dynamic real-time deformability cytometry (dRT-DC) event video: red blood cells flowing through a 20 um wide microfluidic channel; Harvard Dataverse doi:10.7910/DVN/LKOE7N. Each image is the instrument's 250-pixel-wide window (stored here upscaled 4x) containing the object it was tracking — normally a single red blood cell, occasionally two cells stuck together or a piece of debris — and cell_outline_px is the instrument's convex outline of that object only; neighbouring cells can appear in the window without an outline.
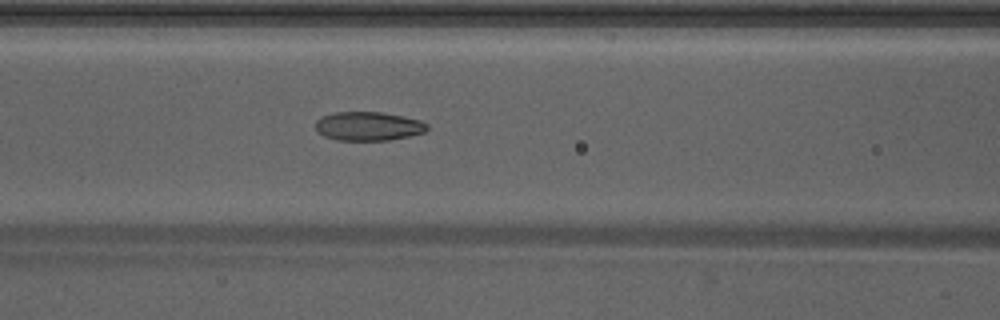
{"species": "Egyptian fruit bat (a non-hibernating species)", "species_latin": "Rousettus aegyptiacus", "temperature_condition": "warm", "stored_images_in_passage": 37, "camera_frame_rate_fps": 3000, "um_per_image_px": 0.085, "animal": {"sex": "male"}, "frame": {"image": 1, "passage_image": 18, "time_ms": 5.667, "image_size_px": [1000, 320], "cell_outline_px": [[428, 128], [424, 132], [408, 136], [388, 140], [336, 140], [324, 136], [316, 132], [316, 120], [324, 116], [336, 112], [380, 112], [420, 120], [428, 124]], "centroid_in_image_um": [31.28, 10.73], "position_along_channel_um": 135.3, "area_um2": 18.61}}
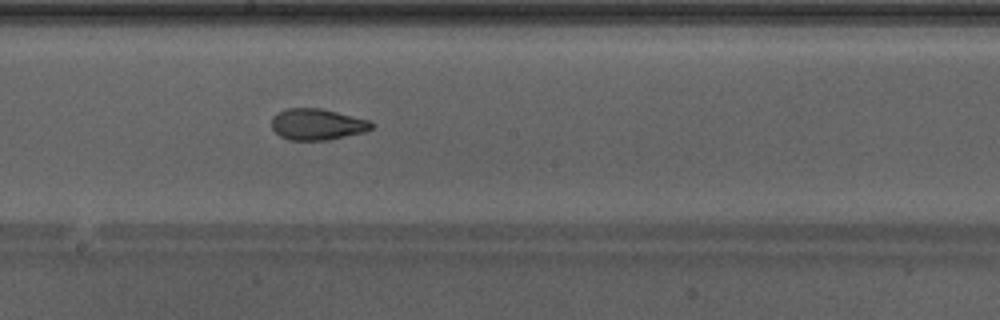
{"frame": {"image": 2, "passage_image": 24, "time_ms": 7.667, "image_size_px": [1000, 320], "cell_outline_px": [[372, 128], [364, 132], [328, 140], [288, 140], [280, 136], [272, 128], [272, 116], [276, 112], [284, 108], [320, 108], [368, 120], [372, 124]], "centroid_in_image_um": [26.9, 10.56], "position_along_channel_um": 221.3, "area_um2": 18.15}}
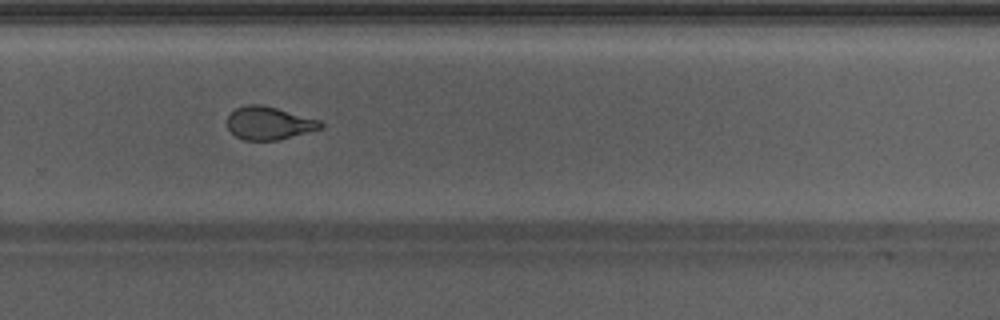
{"frame": {"image": 3, "passage_image": 30, "time_ms": 9.667, "image_size_px": [1000, 320], "cell_outline_px": [[324, 128], [276, 140], [244, 140], [236, 136], [228, 128], [228, 116], [236, 108], [248, 104], [260, 104], [276, 108], [320, 120], [324, 124]], "centroid_in_image_um": [22.88, 10.46], "position_along_channel_um": 306.9, "area_um2": 17.74}}